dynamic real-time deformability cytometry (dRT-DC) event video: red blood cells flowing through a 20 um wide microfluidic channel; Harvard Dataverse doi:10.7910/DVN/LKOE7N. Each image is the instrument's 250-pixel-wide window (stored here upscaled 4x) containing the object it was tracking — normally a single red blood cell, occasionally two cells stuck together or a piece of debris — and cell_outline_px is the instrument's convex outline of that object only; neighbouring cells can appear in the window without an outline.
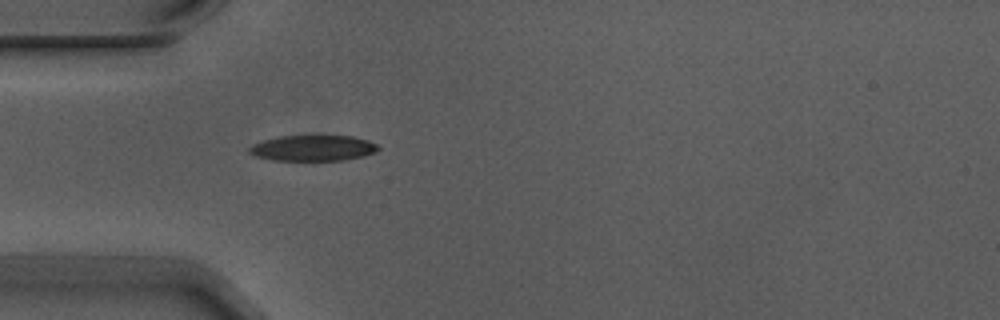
{"species": "Egyptian fruit bat (a non-hibernating species)", "species_latin": "Rousettus aegyptiacus", "temperature_condition": "warm", "stored_images_in_passage": 4, "camera_frame_rate_fps": 3000, "um_per_image_px": 0.085, "animal": {"sex": "male"}, "frame": {"image": 1, "passage_image": 4, "time_ms": 1.0, "image_size_px": [1000, 320], "cell_outline_px": [[380, 148], [376, 152], [364, 156], [344, 160], [272, 160], [256, 156], [248, 152], [248, 148], [252, 144], [264, 140], [280, 136], [352, 136], [368, 140], [376, 144]], "centroid_in_image_um": [26.61, 12.59], "position_along_channel_um": 58.4, "area_um2": 19.31}}